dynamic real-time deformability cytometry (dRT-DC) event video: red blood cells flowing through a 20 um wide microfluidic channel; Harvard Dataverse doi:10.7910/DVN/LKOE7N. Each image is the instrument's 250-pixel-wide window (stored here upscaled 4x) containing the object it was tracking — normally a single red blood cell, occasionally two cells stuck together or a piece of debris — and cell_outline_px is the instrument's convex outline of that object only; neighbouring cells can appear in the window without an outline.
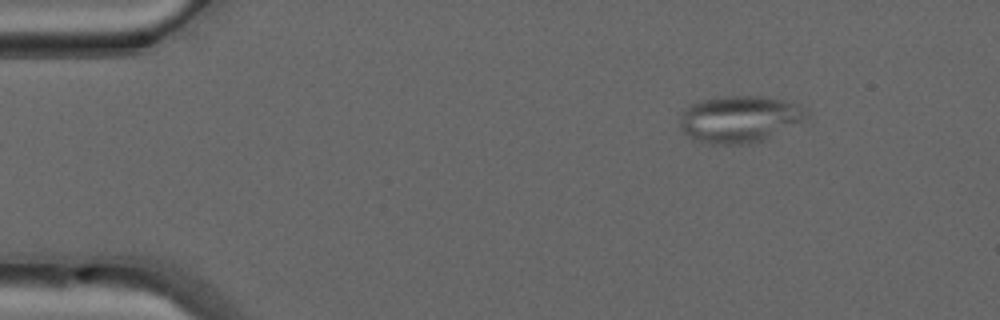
{"species": "common noctule bat (a hibernating species)", "species_latin": "Nyctalus noctula", "temperature_condition": "warm", "stored_images_in_passage": 44, "camera_frame_rate_fps": 3000, "um_per_image_px": 0.085, "animal": {"sex": "male", "forearm_length_mm": 52.5}, "frame": {"image": 1, "passage_image": 1, "time_ms": 0.0, "image_size_px": [1000, 320], "cell_outline_px": [[812, 112], [808, 120], [764, 140], [748, 144], [712, 144], [692, 140], [680, 128], [680, 120], [684, 108], [692, 104], [704, 100], [724, 96], [760, 96], [780, 100], [796, 104]], "centroid_in_image_um": [62.91, 10.14], "position_along_channel_um": 22.1, "area_um2": 34.85}}
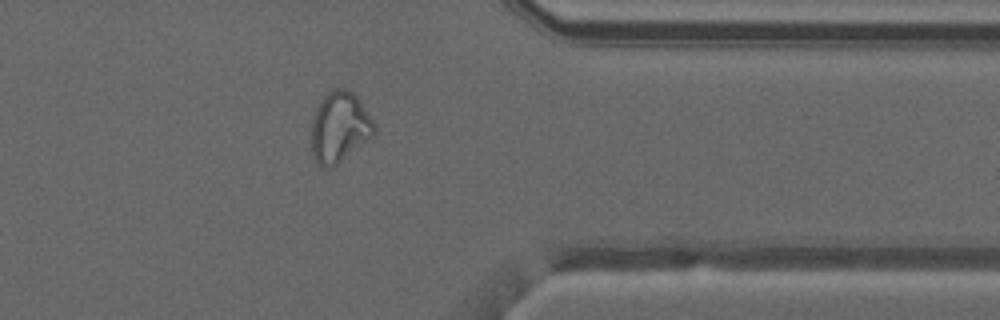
{"frame": {"image": 2, "passage_image": 34, "time_ms": 11.0, "image_size_px": [1000, 320], "cell_outline_px": [[376, 132], [336, 164], [324, 168], [316, 164], [312, 156], [312, 120], [316, 108], [320, 100], [328, 92], [336, 88], [344, 88], [352, 92], [360, 100], [376, 124]], "centroid_in_image_um": [28.84, 10.78], "position_along_channel_um": 382.6, "area_um2": 25.55}}
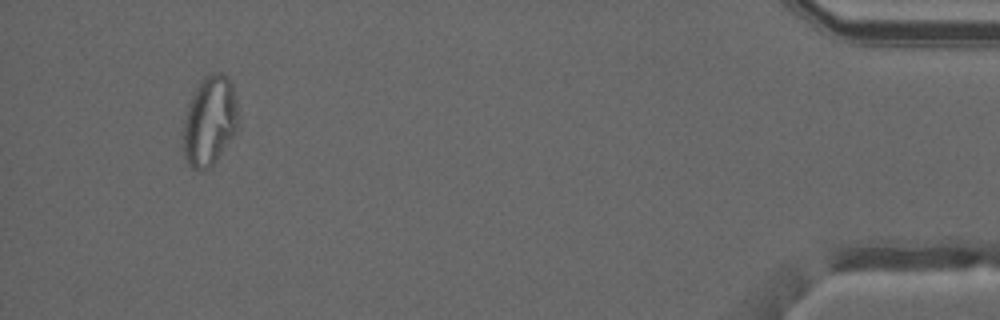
{"frame": {"image": 3, "passage_image": 41, "time_ms": 13.333, "image_size_px": [1000, 320], "cell_outline_px": [[236, 132], [216, 160], [208, 168], [200, 172], [192, 168], [188, 164], [184, 156], [184, 120], [188, 104], [192, 92], [204, 76], [212, 72], [220, 72], [228, 76], [232, 80], [236, 108]], "centroid_in_image_um": [17.8, 10.25], "position_along_channel_um": 417.4, "area_um2": 28.61}, "authors_computed_cell_mechanics": {"area_um2": 26.7903, "velocity_mm_per_s": 4.1376, "shape_relaxation_time_tau1_ms": null, "shape_relaxation_time_tau2_ms": 1.5125, "deformation_change_tau1": null, "deformation_change_tau2": 0.0784}}